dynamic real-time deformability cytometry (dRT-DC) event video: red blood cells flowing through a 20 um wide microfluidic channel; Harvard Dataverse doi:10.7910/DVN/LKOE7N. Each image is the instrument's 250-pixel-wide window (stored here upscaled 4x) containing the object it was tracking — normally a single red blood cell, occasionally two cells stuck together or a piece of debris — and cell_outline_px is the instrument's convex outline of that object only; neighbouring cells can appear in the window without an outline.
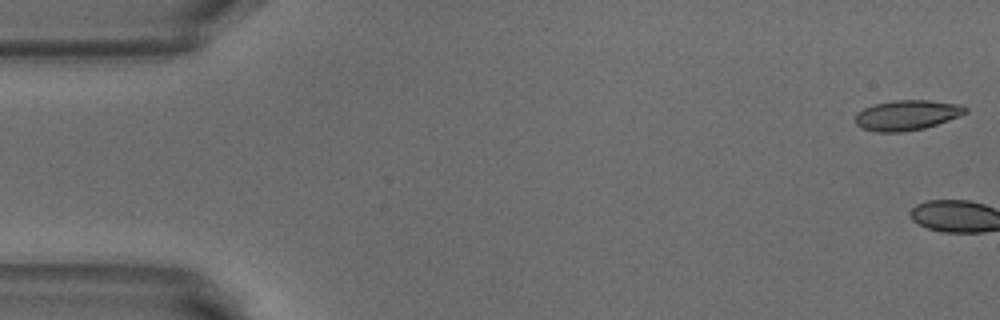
{"species": "common noctule bat (a hibernating species)", "species_latin": "Nyctalus noctula", "temperature_condition": "warm", "stored_images_in_passage": 3, "camera_frame_rate_fps": 3000, "um_per_image_px": 0.085, "animal": {"sex": "male", "body_mass_g": 18.8}, "frame": {"image": 1, "passage_image": 1, "time_ms": 0.0, "image_size_px": [1000, 320], "cell_outline_px": [[968, 112], [960, 116], [924, 128], [900, 132], [876, 132], [864, 128], [856, 124], [856, 112], [872, 104], [896, 100], [928, 100], [964, 104], [968, 108]], "centroid_in_image_um": [77.12, 9.77], "position_along_channel_um": 7.9, "area_um2": 19.42}}